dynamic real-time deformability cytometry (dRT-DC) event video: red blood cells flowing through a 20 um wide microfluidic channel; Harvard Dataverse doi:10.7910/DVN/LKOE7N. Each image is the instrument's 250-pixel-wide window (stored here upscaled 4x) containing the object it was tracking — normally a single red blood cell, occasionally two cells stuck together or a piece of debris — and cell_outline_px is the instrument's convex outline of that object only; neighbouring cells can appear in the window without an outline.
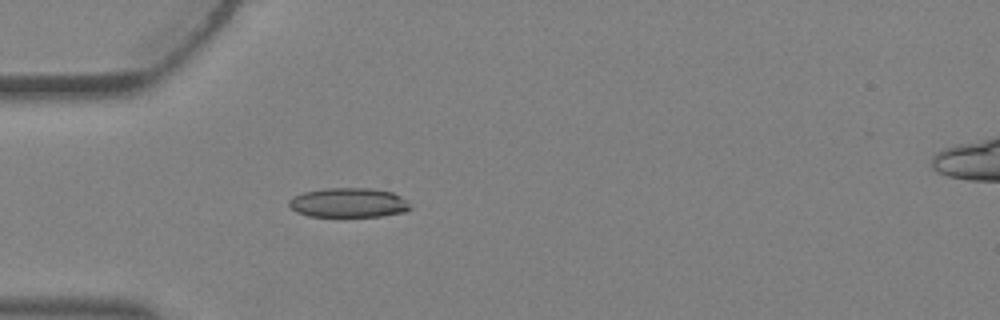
{"species": "Egyptian fruit bat (a non-hibernating species)", "species_latin": "Rousettus aegyptiacus", "temperature_condition": "warm", "stored_images_in_passage": 4, "camera_frame_rate_fps": 3000, "um_per_image_px": 0.085, "animal": {"sex": "female"}, "frame": {"image": 1, "passage_image": 4, "time_ms": 1.0, "image_size_px": [1000, 320], "cell_outline_px": [[412, 208], [404, 212], [380, 216], [308, 216], [296, 212], [288, 204], [288, 200], [304, 192], [328, 188], [372, 188], [392, 192], [400, 196]], "centroid_in_image_um": [29.62, 17.23], "position_along_channel_um": 55.4, "area_um2": 20.63}}